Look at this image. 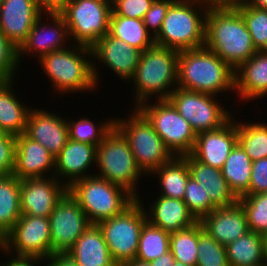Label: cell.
<instances>
[{"mask_svg":"<svg viewBox=\"0 0 267 266\" xmlns=\"http://www.w3.org/2000/svg\"><path fill=\"white\" fill-rule=\"evenodd\" d=\"M68 0H35L37 7L43 13H59Z\"/></svg>","mask_w":267,"mask_h":266,"instance_id":"obj_48","label":"cell"},{"mask_svg":"<svg viewBox=\"0 0 267 266\" xmlns=\"http://www.w3.org/2000/svg\"><path fill=\"white\" fill-rule=\"evenodd\" d=\"M108 3H110L111 5L116 2L117 0H106Z\"/></svg>","mask_w":267,"mask_h":266,"instance_id":"obj_57","label":"cell"},{"mask_svg":"<svg viewBox=\"0 0 267 266\" xmlns=\"http://www.w3.org/2000/svg\"><path fill=\"white\" fill-rule=\"evenodd\" d=\"M62 180L51 175L20 180L21 213L49 217L56 204L68 192Z\"/></svg>","mask_w":267,"mask_h":266,"instance_id":"obj_16","label":"cell"},{"mask_svg":"<svg viewBox=\"0 0 267 266\" xmlns=\"http://www.w3.org/2000/svg\"><path fill=\"white\" fill-rule=\"evenodd\" d=\"M21 216L20 180L13 174L0 176V236L3 239Z\"/></svg>","mask_w":267,"mask_h":266,"instance_id":"obj_31","label":"cell"},{"mask_svg":"<svg viewBox=\"0 0 267 266\" xmlns=\"http://www.w3.org/2000/svg\"><path fill=\"white\" fill-rule=\"evenodd\" d=\"M112 5L106 0H68L59 14L74 44L92 47L109 32Z\"/></svg>","mask_w":267,"mask_h":266,"instance_id":"obj_10","label":"cell"},{"mask_svg":"<svg viewBox=\"0 0 267 266\" xmlns=\"http://www.w3.org/2000/svg\"><path fill=\"white\" fill-rule=\"evenodd\" d=\"M235 93L249 102L267 95V50L256 51L234 72Z\"/></svg>","mask_w":267,"mask_h":266,"instance_id":"obj_24","label":"cell"},{"mask_svg":"<svg viewBox=\"0 0 267 266\" xmlns=\"http://www.w3.org/2000/svg\"><path fill=\"white\" fill-rule=\"evenodd\" d=\"M170 234L147 220L140 233L139 246L135 258L152 262L170 251Z\"/></svg>","mask_w":267,"mask_h":266,"instance_id":"obj_34","label":"cell"},{"mask_svg":"<svg viewBox=\"0 0 267 266\" xmlns=\"http://www.w3.org/2000/svg\"><path fill=\"white\" fill-rule=\"evenodd\" d=\"M174 1L175 0H154L150 9L145 13L143 22L148 33L150 35L152 34L153 39L160 33L168 8Z\"/></svg>","mask_w":267,"mask_h":266,"instance_id":"obj_43","label":"cell"},{"mask_svg":"<svg viewBox=\"0 0 267 266\" xmlns=\"http://www.w3.org/2000/svg\"><path fill=\"white\" fill-rule=\"evenodd\" d=\"M207 12L193 0H175L168 8L155 44L178 52L203 47Z\"/></svg>","mask_w":267,"mask_h":266,"instance_id":"obj_5","label":"cell"},{"mask_svg":"<svg viewBox=\"0 0 267 266\" xmlns=\"http://www.w3.org/2000/svg\"><path fill=\"white\" fill-rule=\"evenodd\" d=\"M206 8L210 9H237L244 0H193Z\"/></svg>","mask_w":267,"mask_h":266,"instance_id":"obj_47","label":"cell"},{"mask_svg":"<svg viewBox=\"0 0 267 266\" xmlns=\"http://www.w3.org/2000/svg\"><path fill=\"white\" fill-rule=\"evenodd\" d=\"M91 57L90 47L71 43V46L49 53L38 62L53 83L54 92H60L59 94L79 91L82 93L84 90L93 92L97 84Z\"/></svg>","mask_w":267,"mask_h":266,"instance_id":"obj_4","label":"cell"},{"mask_svg":"<svg viewBox=\"0 0 267 266\" xmlns=\"http://www.w3.org/2000/svg\"><path fill=\"white\" fill-rule=\"evenodd\" d=\"M108 33L141 52L155 44L141 19L110 16Z\"/></svg>","mask_w":267,"mask_h":266,"instance_id":"obj_33","label":"cell"},{"mask_svg":"<svg viewBox=\"0 0 267 266\" xmlns=\"http://www.w3.org/2000/svg\"><path fill=\"white\" fill-rule=\"evenodd\" d=\"M132 111L130 119L115 118V127L127 139L141 171L145 175H150L174 156L155 132L147 117L137 107H134Z\"/></svg>","mask_w":267,"mask_h":266,"instance_id":"obj_8","label":"cell"},{"mask_svg":"<svg viewBox=\"0 0 267 266\" xmlns=\"http://www.w3.org/2000/svg\"><path fill=\"white\" fill-rule=\"evenodd\" d=\"M237 10L244 19L256 50H267V10L249 7L245 2Z\"/></svg>","mask_w":267,"mask_h":266,"instance_id":"obj_38","label":"cell"},{"mask_svg":"<svg viewBox=\"0 0 267 266\" xmlns=\"http://www.w3.org/2000/svg\"><path fill=\"white\" fill-rule=\"evenodd\" d=\"M183 157L187 160L190 177L205 188L210 202L216 208L231 206L238 201L229 189L221 169L204 164L196 160L191 154Z\"/></svg>","mask_w":267,"mask_h":266,"instance_id":"obj_26","label":"cell"},{"mask_svg":"<svg viewBox=\"0 0 267 266\" xmlns=\"http://www.w3.org/2000/svg\"><path fill=\"white\" fill-rule=\"evenodd\" d=\"M175 258L171 251L166 252L157 259H154L151 263V266H173Z\"/></svg>","mask_w":267,"mask_h":266,"instance_id":"obj_51","label":"cell"},{"mask_svg":"<svg viewBox=\"0 0 267 266\" xmlns=\"http://www.w3.org/2000/svg\"><path fill=\"white\" fill-rule=\"evenodd\" d=\"M150 175H158L157 179L161 188V195L159 196L183 200L190 177L187 160L184 157L174 156Z\"/></svg>","mask_w":267,"mask_h":266,"instance_id":"obj_30","label":"cell"},{"mask_svg":"<svg viewBox=\"0 0 267 266\" xmlns=\"http://www.w3.org/2000/svg\"><path fill=\"white\" fill-rule=\"evenodd\" d=\"M96 156L97 146L69 139L55 157L54 176L63 178V184L69 188L75 181L94 175L86 172L92 164L96 166Z\"/></svg>","mask_w":267,"mask_h":266,"instance_id":"obj_23","label":"cell"},{"mask_svg":"<svg viewBox=\"0 0 267 266\" xmlns=\"http://www.w3.org/2000/svg\"><path fill=\"white\" fill-rule=\"evenodd\" d=\"M234 71L257 51L237 9H210L205 19V43Z\"/></svg>","mask_w":267,"mask_h":266,"instance_id":"obj_1","label":"cell"},{"mask_svg":"<svg viewBox=\"0 0 267 266\" xmlns=\"http://www.w3.org/2000/svg\"><path fill=\"white\" fill-rule=\"evenodd\" d=\"M3 250V238L0 236V252Z\"/></svg>","mask_w":267,"mask_h":266,"instance_id":"obj_56","label":"cell"},{"mask_svg":"<svg viewBox=\"0 0 267 266\" xmlns=\"http://www.w3.org/2000/svg\"><path fill=\"white\" fill-rule=\"evenodd\" d=\"M238 201L247 214L249 231L263 234L267 230V193L246 195Z\"/></svg>","mask_w":267,"mask_h":266,"instance_id":"obj_40","label":"cell"},{"mask_svg":"<svg viewBox=\"0 0 267 266\" xmlns=\"http://www.w3.org/2000/svg\"><path fill=\"white\" fill-rule=\"evenodd\" d=\"M237 142V122L232 117L217 130L198 133L191 155L204 164L221 169Z\"/></svg>","mask_w":267,"mask_h":266,"instance_id":"obj_19","label":"cell"},{"mask_svg":"<svg viewBox=\"0 0 267 266\" xmlns=\"http://www.w3.org/2000/svg\"><path fill=\"white\" fill-rule=\"evenodd\" d=\"M196 266H229L226 248L211 237L199 221V242Z\"/></svg>","mask_w":267,"mask_h":266,"instance_id":"obj_39","label":"cell"},{"mask_svg":"<svg viewBox=\"0 0 267 266\" xmlns=\"http://www.w3.org/2000/svg\"><path fill=\"white\" fill-rule=\"evenodd\" d=\"M252 160L237 142L221 168V173L237 199L249 195Z\"/></svg>","mask_w":267,"mask_h":266,"instance_id":"obj_29","label":"cell"},{"mask_svg":"<svg viewBox=\"0 0 267 266\" xmlns=\"http://www.w3.org/2000/svg\"><path fill=\"white\" fill-rule=\"evenodd\" d=\"M154 0H117L112 4L110 16H123L143 20Z\"/></svg>","mask_w":267,"mask_h":266,"instance_id":"obj_44","label":"cell"},{"mask_svg":"<svg viewBox=\"0 0 267 266\" xmlns=\"http://www.w3.org/2000/svg\"><path fill=\"white\" fill-rule=\"evenodd\" d=\"M152 202L148 210L144 209L147 220L164 231L176 232L197 222L182 199L158 196Z\"/></svg>","mask_w":267,"mask_h":266,"instance_id":"obj_25","label":"cell"},{"mask_svg":"<svg viewBox=\"0 0 267 266\" xmlns=\"http://www.w3.org/2000/svg\"><path fill=\"white\" fill-rule=\"evenodd\" d=\"M261 235H262V241H263L264 255L267 261V230Z\"/></svg>","mask_w":267,"mask_h":266,"instance_id":"obj_54","label":"cell"},{"mask_svg":"<svg viewBox=\"0 0 267 266\" xmlns=\"http://www.w3.org/2000/svg\"><path fill=\"white\" fill-rule=\"evenodd\" d=\"M49 17L52 25L44 22L43 16ZM43 20V21H42ZM43 24H42V22ZM45 23V24H44ZM50 25V27H49ZM70 43L67 25L64 18L59 13H44L34 23L28 33L25 42L18 49V60L21 63L24 55L35 54L37 59H41L49 53L66 48V43ZM23 56V57H22Z\"/></svg>","mask_w":267,"mask_h":266,"instance_id":"obj_17","label":"cell"},{"mask_svg":"<svg viewBox=\"0 0 267 266\" xmlns=\"http://www.w3.org/2000/svg\"><path fill=\"white\" fill-rule=\"evenodd\" d=\"M173 266H189V265L184 264V263H182V262H179V261H176V260H175Z\"/></svg>","mask_w":267,"mask_h":266,"instance_id":"obj_55","label":"cell"},{"mask_svg":"<svg viewBox=\"0 0 267 266\" xmlns=\"http://www.w3.org/2000/svg\"><path fill=\"white\" fill-rule=\"evenodd\" d=\"M140 199H135L120 214L97 224L118 266L135 259L138 251L140 233L147 221L145 206Z\"/></svg>","mask_w":267,"mask_h":266,"instance_id":"obj_9","label":"cell"},{"mask_svg":"<svg viewBox=\"0 0 267 266\" xmlns=\"http://www.w3.org/2000/svg\"><path fill=\"white\" fill-rule=\"evenodd\" d=\"M24 134L40 143L55 157L69 140L67 120L53 111L51 113L38 108L30 109Z\"/></svg>","mask_w":267,"mask_h":266,"instance_id":"obj_18","label":"cell"},{"mask_svg":"<svg viewBox=\"0 0 267 266\" xmlns=\"http://www.w3.org/2000/svg\"><path fill=\"white\" fill-rule=\"evenodd\" d=\"M42 14L35 0H4L0 6V32L19 49Z\"/></svg>","mask_w":267,"mask_h":266,"instance_id":"obj_20","label":"cell"},{"mask_svg":"<svg viewBox=\"0 0 267 266\" xmlns=\"http://www.w3.org/2000/svg\"><path fill=\"white\" fill-rule=\"evenodd\" d=\"M154 104L143 102L137 108L152 123L173 156L183 157L192 153L197 134L168 99L156 100Z\"/></svg>","mask_w":267,"mask_h":266,"instance_id":"obj_11","label":"cell"},{"mask_svg":"<svg viewBox=\"0 0 267 266\" xmlns=\"http://www.w3.org/2000/svg\"><path fill=\"white\" fill-rule=\"evenodd\" d=\"M91 50L93 75L97 86L100 84L101 80H99V70H97L99 67L95 66L96 60L97 62H102L103 65L111 69L120 79L126 80V82L128 81L129 83L134 77L142 53L140 50L132 48L122 40L111 36L109 33L100 38L91 47Z\"/></svg>","mask_w":267,"mask_h":266,"instance_id":"obj_15","label":"cell"},{"mask_svg":"<svg viewBox=\"0 0 267 266\" xmlns=\"http://www.w3.org/2000/svg\"><path fill=\"white\" fill-rule=\"evenodd\" d=\"M183 201L186 203L188 210L197 221L211 213L216 207L210 202L208 193L205 188L189 177Z\"/></svg>","mask_w":267,"mask_h":266,"instance_id":"obj_41","label":"cell"},{"mask_svg":"<svg viewBox=\"0 0 267 266\" xmlns=\"http://www.w3.org/2000/svg\"><path fill=\"white\" fill-rule=\"evenodd\" d=\"M13 81L0 82V131L18 136L25 133L31 108L16 98Z\"/></svg>","mask_w":267,"mask_h":266,"instance_id":"obj_28","label":"cell"},{"mask_svg":"<svg viewBox=\"0 0 267 266\" xmlns=\"http://www.w3.org/2000/svg\"><path fill=\"white\" fill-rule=\"evenodd\" d=\"M68 192L79 203L90 223L96 225L120 214L135 200L121 186L95 174L75 181Z\"/></svg>","mask_w":267,"mask_h":266,"instance_id":"obj_6","label":"cell"},{"mask_svg":"<svg viewBox=\"0 0 267 266\" xmlns=\"http://www.w3.org/2000/svg\"><path fill=\"white\" fill-rule=\"evenodd\" d=\"M96 167L99 170L95 175L121 186L135 199L141 197L137 182L145 174L137 165L127 139L115 126L97 146Z\"/></svg>","mask_w":267,"mask_h":266,"instance_id":"obj_7","label":"cell"},{"mask_svg":"<svg viewBox=\"0 0 267 266\" xmlns=\"http://www.w3.org/2000/svg\"><path fill=\"white\" fill-rule=\"evenodd\" d=\"M200 223L204 231L224 246L249 231L247 214L239 201L231 206L214 209Z\"/></svg>","mask_w":267,"mask_h":266,"instance_id":"obj_22","label":"cell"},{"mask_svg":"<svg viewBox=\"0 0 267 266\" xmlns=\"http://www.w3.org/2000/svg\"><path fill=\"white\" fill-rule=\"evenodd\" d=\"M50 170L51 176H54L55 156L25 134L16 136L13 175L19 180L42 178L47 177Z\"/></svg>","mask_w":267,"mask_h":266,"instance_id":"obj_21","label":"cell"},{"mask_svg":"<svg viewBox=\"0 0 267 266\" xmlns=\"http://www.w3.org/2000/svg\"><path fill=\"white\" fill-rule=\"evenodd\" d=\"M234 70L206 46L180 51L177 87L219 95L235 91ZM219 93V94H218Z\"/></svg>","mask_w":267,"mask_h":266,"instance_id":"obj_2","label":"cell"},{"mask_svg":"<svg viewBox=\"0 0 267 266\" xmlns=\"http://www.w3.org/2000/svg\"><path fill=\"white\" fill-rule=\"evenodd\" d=\"M249 7L267 10V0H244Z\"/></svg>","mask_w":267,"mask_h":266,"instance_id":"obj_52","label":"cell"},{"mask_svg":"<svg viewBox=\"0 0 267 266\" xmlns=\"http://www.w3.org/2000/svg\"><path fill=\"white\" fill-rule=\"evenodd\" d=\"M19 64L18 48L0 32V82L14 80Z\"/></svg>","mask_w":267,"mask_h":266,"instance_id":"obj_42","label":"cell"},{"mask_svg":"<svg viewBox=\"0 0 267 266\" xmlns=\"http://www.w3.org/2000/svg\"><path fill=\"white\" fill-rule=\"evenodd\" d=\"M199 242V221L170 234V251L176 261L196 266Z\"/></svg>","mask_w":267,"mask_h":266,"instance_id":"obj_36","label":"cell"},{"mask_svg":"<svg viewBox=\"0 0 267 266\" xmlns=\"http://www.w3.org/2000/svg\"><path fill=\"white\" fill-rule=\"evenodd\" d=\"M216 97L218 96L176 87L168 100L198 134L217 130L233 117L232 112L220 106V102L217 103Z\"/></svg>","mask_w":267,"mask_h":266,"instance_id":"obj_12","label":"cell"},{"mask_svg":"<svg viewBox=\"0 0 267 266\" xmlns=\"http://www.w3.org/2000/svg\"><path fill=\"white\" fill-rule=\"evenodd\" d=\"M2 251L7 257L13 253L19 257L42 259L49 257L51 255L49 218L22 214L13 229L4 237Z\"/></svg>","mask_w":267,"mask_h":266,"instance_id":"obj_13","label":"cell"},{"mask_svg":"<svg viewBox=\"0 0 267 266\" xmlns=\"http://www.w3.org/2000/svg\"><path fill=\"white\" fill-rule=\"evenodd\" d=\"M238 143L252 161L267 158V124L237 121Z\"/></svg>","mask_w":267,"mask_h":266,"instance_id":"obj_35","label":"cell"},{"mask_svg":"<svg viewBox=\"0 0 267 266\" xmlns=\"http://www.w3.org/2000/svg\"><path fill=\"white\" fill-rule=\"evenodd\" d=\"M122 266H151V263L146 262V261H141V260L135 258L133 260L127 261Z\"/></svg>","mask_w":267,"mask_h":266,"instance_id":"obj_53","label":"cell"},{"mask_svg":"<svg viewBox=\"0 0 267 266\" xmlns=\"http://www.w3.org/2000/svg\"><path fill=\"white\" fill-rule=\"evenodd\" d=\"M79 266H118L111 257L101 229L91 224L67 252Z\"/></svg>","mask_w":267,"mask_h":266,"instance_id":"obj_27","label":"cell"},{"mask_svg":"<svg viewBox=\"0 0 267 266\" xmlns=\"http://www.w3.org/2000/svg\"><path fill=\"white\" fill-rule=\"evenodd\" d=\"M229 266H259L267 263L262 235L248 231L225 246Z\"/></svg>","mask_w":267,"mask_h":266,"instance_id":"obj_32","label":"cell"},{"mask_svg":"<svg viewBox=\"0 0 267 266\" xmlns=\"http://www.w3.org/2000/svg\"><path fill=\"white\" fill-rule=\"evenodd\" d=\"M16 136L0 135V176L13 174L15 166Z\"/></svg>","mask_w":267,"mask_h":266,"instance_id":"obj_45","label":"cell"},{"mask_svg":"<svg viewBox=\"0 0 267 266\" xmlns=\"http://www.w3.org/2000/svg\"><path fill=\"white\" fill-rule=\"evenodd\" d=\"M49 218L51 254L67 253L91 225L79 203L67 192L56 204Z\"/></svg>","mask_w":267,"mask_h":266,"instance_id":"obj_14","label":"cell"},{"mask_svg":"<svg viewBox=\"0 0 267 266\" xmlns=\"http://www.w3.org/2000/svg\"><path fill=\"white\" fill-rule=\"evenodd\" d=\"M46 266H79L67 253H55L44 259Z\"/></svg>","mask_w":267,"mask_h":266,"instance_id":"obj_49","label":"cell"},{"mask_svg":"<svg viewBox=\"0 0 267 266\" xmlns=\"http://www.w3.org/2000/svg\"><path fill=\"white\" fill-rule=\"evenodd\" d=\"M178 56V51L156 44L141 53L139 64L131 79L135 90V107L153 96L156 100L170 97L177 87Z\"/></svg>","mask_w":267,"mask_h":266,"instance_id":"obj_3","label":"cell"},{"mask_svg":"<svg viewBox=\"0 0 267 266\" xmlns=\"http://www.w3.org/2000/svg\"><path fill=\"white\" fill-rule=\"evenodd\" d=\"M67 123L69 139L98 146L115 126V118L105 119L102 124L99 123V126L87 117H82L78 121L67 118Z\"/></svg>","mask_w":267,"mask_h":266,"instance_id":"obj_37","label":"cell"},{"mask_svg":"<svg viewBox=\"0 0 267 266\" xmlns=\"http://www.w3.org/2000/svg\"><path fill=\"white\" fill-rule=\"evenodd\" d=\"M9 260H7V262L3 263L2 265L0 262V266H35V264L36 265L40 264L39 262L44 263V259L42 260V258L19 257V256H13V255H10Z\"/></svg>","mask_w":267,"mask_h":266,"instance_id":"obj_50","label":"cell"},{"mask_svg":"<svg viewBox=\"0 0 267 266\" xmlns=\"http://www.w3.org/2000/svg\"><path fill=\"white\" fill-rule=\"evenodd\" d=\"M267 193V158L252 161L249 195Z\"/></svg>","mask_w":267,"mask_h":266,"instance_id":"obj_46","label":"cell"}]
</instances>
